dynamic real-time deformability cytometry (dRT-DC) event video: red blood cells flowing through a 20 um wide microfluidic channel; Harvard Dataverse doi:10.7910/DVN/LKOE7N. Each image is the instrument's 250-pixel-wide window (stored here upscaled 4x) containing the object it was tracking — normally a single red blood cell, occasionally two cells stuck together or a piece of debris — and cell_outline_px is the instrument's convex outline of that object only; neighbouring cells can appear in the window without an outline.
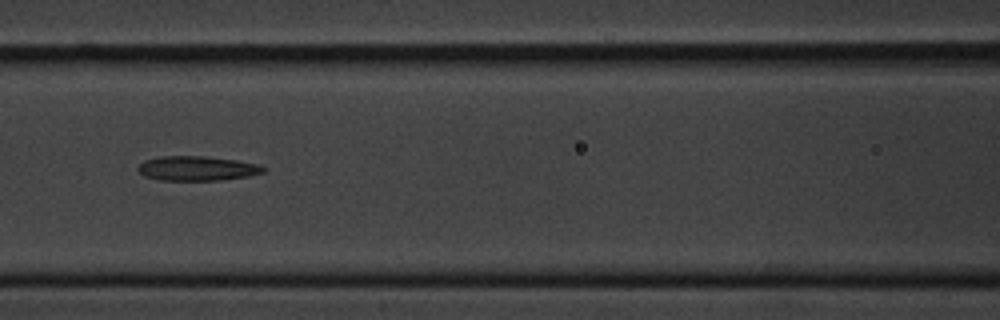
{"species": "common noctule bat (a hibernating species)", "species_latin": "Nyctalus noctula", "temperature_condition": "cold", "stored_images_in_passage": 10, "segment_of_instrument_passage": [1, 2], "camera_frame_rate_fps": 3000, "um_per_image_px": 0.085, "animal": {"sex": "male", "body_mass_g": 20.1, "forearm_length_mm": 53.5}, "frame": {"image": 1, "passage_image": 4, "time_ms": 3.333, "image_size_px": [1000, 320], "cell_outline_px": [[264, 172], [248, 176], [220, 180], [160, 180], [144, 176], [136, 168], [144, 160], [160, 156], [204, 156], [236, 160], [256, 164], [264, 168]], "centroid_in_image_um": [16.7, 14.31], "position_along_channel_um": 149.9, "area_um2": 17.8}}
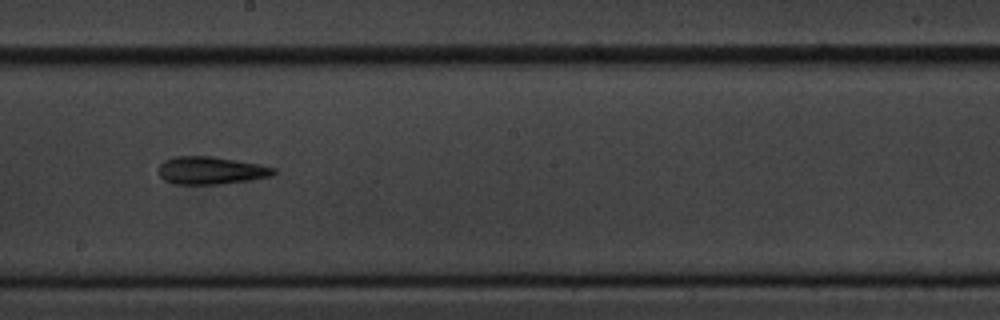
{"frame": {"image": 2, "passage_image": 6, "time_ms": 5.667, "image_size_px": [1000, 320], "cell_outline_px": [[276, 172], [272, 176], [248, 180], [220, 184], [176, 184], [164, 180], [160, 176], [160, 164], [164, 160], [172, 156], [208, 156], [260, 164], [276, 168]], "centroid_in_image_um": [17.93, 14.48], "position_along_channel_um": 230.3, "area_um2": 18.44}}
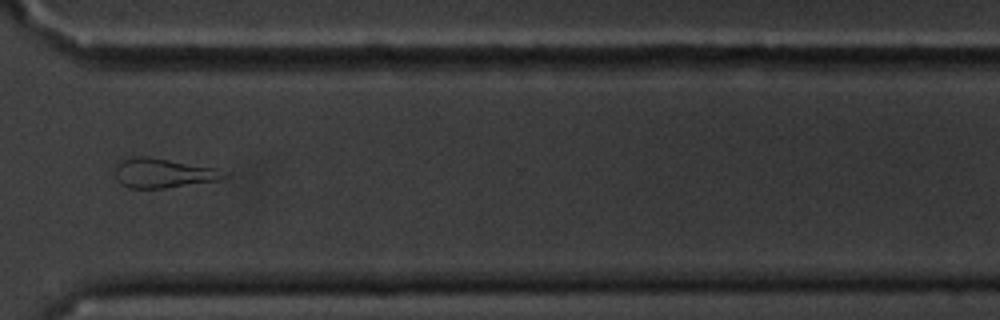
{"frame": {"image": 3, "passage_image": 9, "time_ms": 9.333, "image_size_px": [1000, 320], "cell_outline_px": [[228, 176], [216, 180], [164, 188], [128, 188], [120, 184], [116, 176], [116, 164], [120, 160], [132, 156], [148, 156], [216, 168]], "centroid_in_image_um": [13.79, 14.7], "position_along_channel_um": 356.8, "area_um2": 18.5}}